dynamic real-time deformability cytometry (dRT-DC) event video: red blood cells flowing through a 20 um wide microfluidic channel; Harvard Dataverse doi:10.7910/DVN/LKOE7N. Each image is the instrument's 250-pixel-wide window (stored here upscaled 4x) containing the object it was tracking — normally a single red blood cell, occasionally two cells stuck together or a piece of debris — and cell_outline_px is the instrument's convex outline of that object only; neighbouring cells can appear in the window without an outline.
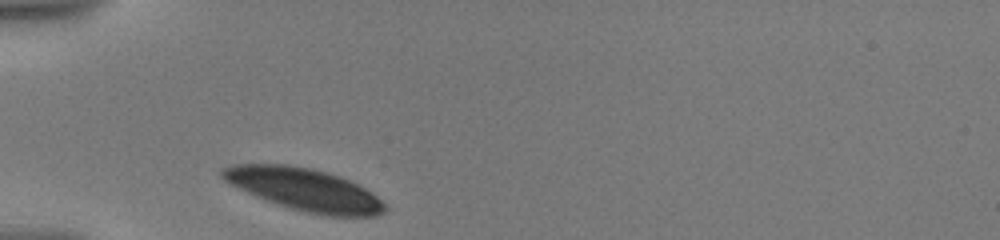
{"species": "human", "species_latin": "Homo sapiens", "temperature_condition": "warm", "stored_images_in_passage": 9, "camera_frame_rate_fps": 3000, "um_per_image_px": 0.085, "donor": {"sex": "male"}, "frame": {"image": 1, "passage_image": 1, "time_ms": 0.0, "image_size_px": [1000, 240], "cell_outline_px": [[388, 208], [384, 212], [376, 216], [328, 216], [308, 212], [276, 204], [256, 196], [224, 180], [220, 176], [220, 172], [224, 168], [236, 164], [288, 164], [312, 168], [348, 180], [364, 188], [376, 196]], "centroid_in_image_um": [25.87, 16.11], "position_along_channel_um": 59.1, "area_um2": 39.48}}
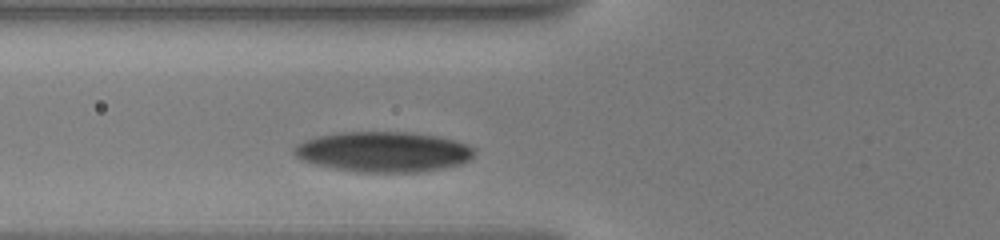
{"frame": {"image": 2, "passage_image": 7, "time_ms": 1.333, "image_size_px": [1000, 240], "cell_outline_px": [[476, 152], [468, 160], [460, 164], [444, 168], [420, 172], [356, 172], [316, 164], [304, 160], [296, 156], [292, 152], [296, 144], [320, 136], [340, 132], [408, 132], [436, 136], [456, 140], [468, 144], [476, 148]], "centroid_in_image_um": [32.65, 12.9], "position_along_channel_um": 93.2, "area_um2": 42.19}}